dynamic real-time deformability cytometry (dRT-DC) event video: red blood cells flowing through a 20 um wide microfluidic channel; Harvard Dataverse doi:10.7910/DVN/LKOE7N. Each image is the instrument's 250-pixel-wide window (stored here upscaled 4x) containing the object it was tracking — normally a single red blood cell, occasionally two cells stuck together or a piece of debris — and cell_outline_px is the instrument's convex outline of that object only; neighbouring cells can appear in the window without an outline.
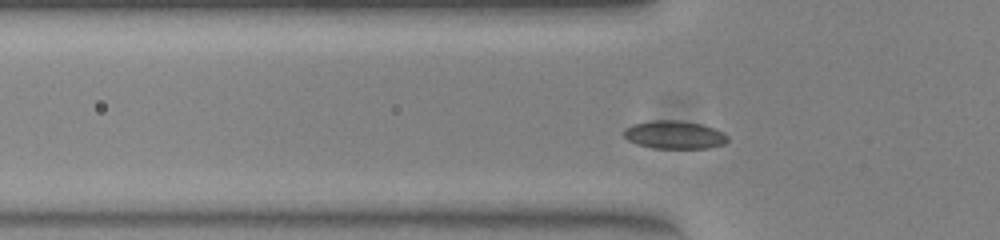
{"species": "common noctule bat (a hibernating species)", "species_latin": "Nyctalus noctula", "temperature_condition": "warm", "stored_images_in_passage": 33, "camera_frame_rate_fps": 3000, "um_per_image_px": 0.085, "animal": {"sex": "female", "body_mass_g": 23.0, "forearm_length_mm": 53.4}, "frame": {"image": 1, "passage_image": 8, "time_ms": 2.333, "image_size_px": [1000, 240], "cell_outline_px": [[728, 140], [724, 144], [708, 148], [652, 148], [636, 144], [628, 140], [624, 136], [624, 128], [632, 124], [652, 120], [680, 120], [700, 124], [724, 132], [728, 136]], "centroid_in_image_um": [57.31, 11.46], "position_along_channel_um": 68.5, "area_um2": 17.05}}
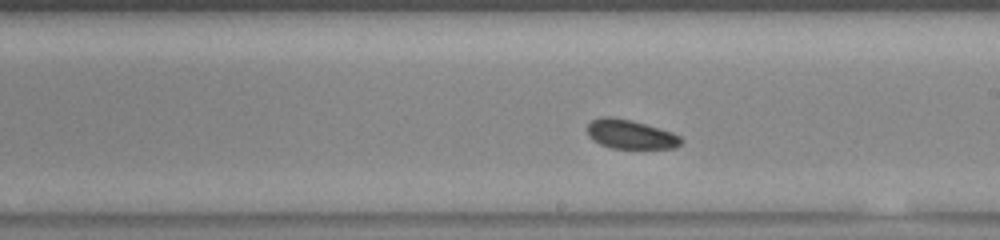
{"frame": {"image": 2, "passage_image": 21, "time_ms": 6.667, "image_size_px": [1000, 240], "cell_outline_px": [[684, 140], [676, 148], [612, 148], [600, 144], [592, 140], [588, 136], [588, 124], [592, 120], [600, 116], [612, 116], [632, 120], [672, 132], [680, 136]], "centroid_in_image_um": [53.58, 11.41], "position_along_channel_um": 235.4, "area_um2": 16.01}}
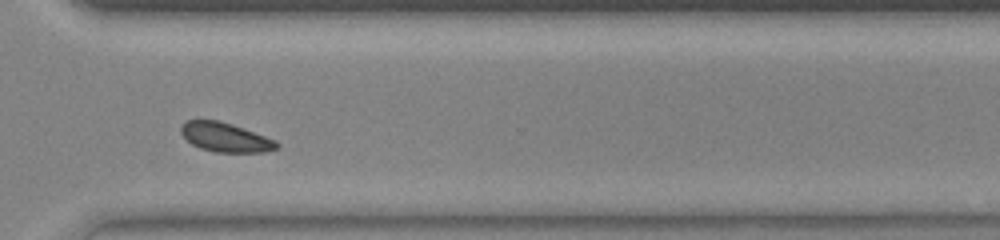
{"frame": {"image": 3, "passage_image": 30, "time_ms": 9.667, "image_size_px": [1000, 240], "cell_outline_px": [[280, 148], [268, 152], [216, 152], [200, 148], [192, 144], [180, 132], [180, 128], [188, 120], [216, 120], [232, 124], [244, 128], [276, 140], [280, 144]], "centroid_in_image_um": [19.22, 11.68], "position_along_channel_um": 351.4, "area_um2": 16.3}, "authors_computed_cell_mechanics": {"area_um2": 16.3574, "velocity_mm_per_s": 3.8609, "shape_relaxation_time_tau1_ms": null, "shape_relaxation_time_tau2_ms": 3.1344, "deformation_change_tau1": null, "deformation_change_tau2": 0.0711}}